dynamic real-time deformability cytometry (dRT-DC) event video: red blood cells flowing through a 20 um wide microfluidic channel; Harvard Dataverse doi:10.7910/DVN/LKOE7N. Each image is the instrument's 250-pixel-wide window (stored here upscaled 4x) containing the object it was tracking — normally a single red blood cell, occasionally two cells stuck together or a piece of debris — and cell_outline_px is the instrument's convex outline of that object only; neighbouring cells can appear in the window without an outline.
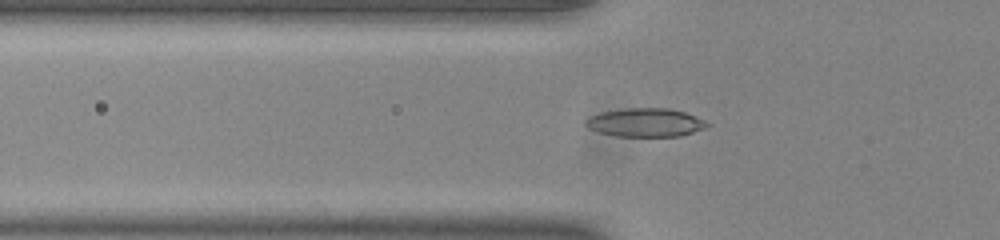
{"species": "common noctule bat (a hibernating species)", "species_latin": "Nyctalus noctula", "temperature_condition": "room temperature", "stored_images_in_passage": 35, "camera_frame_rate_fps": 3000, "um_per_image_px": 0.085, "animal": {"sex": "male", "body_mass_g": 20.0, "forearm_length_mm": 53.3}, "frame": {"image": 1, "passage_image": 4, "time_ms": 1.0, "image_size_px": [1000, 240], "cell_outline_px": [[712, 124], [704, 128], [680, 136], [616, 136], [600, 132], [588, 128], [584, 124], [584, 120], [588, 116], [600, 112], [624, 108], [668, 108], [684, 112], [704, 120]], "centroid_in_image_um": [54.82, 10.4], "position_along_channel_um": 71.0, "area_um2": 20.23}}
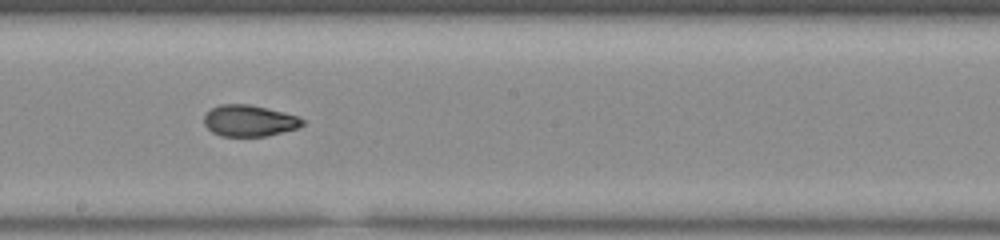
{"frame": {"image": 2, "passage_image": 16, "time_ms": 5.0, "image_size_px": [1000, 240], "cell_outline_px": [[304, 124], [300, 128], [264, 136], [220, 136], [212, 132], [204, 124], [204, 116], [212, 108], [220, 104], [248, 104], [296, 116], [304, 120]], "centroid_in_image_um": [21.17, 10.27], "position_along_channel_um": 227.0, "area_um2": 17.74}}
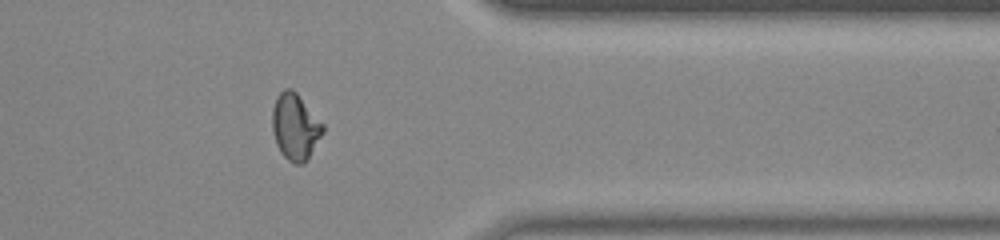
{"frame": {"image": 3, "passage_image": 29, "time_ms": 9.333, "image_size_px": [1000, 240], "cell_outline_px": [[324, 132], [304, 164], [296, 164], [288, 160], [280, 152], [276, 144], [272, 128], [272, 108], [276, 96], [284, 88], [292, 88], [296, 92], [324, 124]], "centroid_in_image_um": [25.08, 10.76], "position_along_channel_um": 386.3, "area_um2": 19.65}}